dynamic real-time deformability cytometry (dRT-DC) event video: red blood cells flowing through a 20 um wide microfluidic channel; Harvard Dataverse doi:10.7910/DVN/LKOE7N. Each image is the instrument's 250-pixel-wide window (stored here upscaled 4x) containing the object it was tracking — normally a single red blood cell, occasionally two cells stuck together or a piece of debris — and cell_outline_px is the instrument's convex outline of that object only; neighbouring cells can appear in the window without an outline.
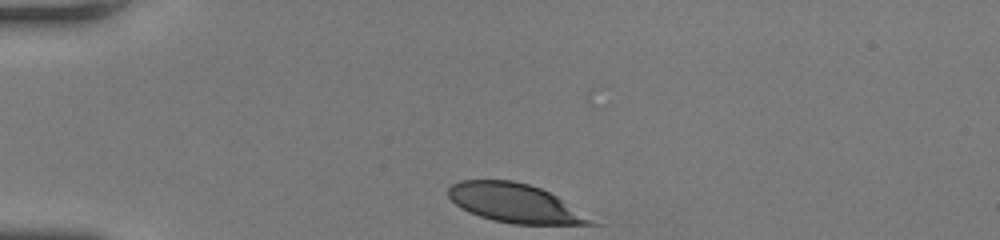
{"species": "human", "species_latin": "Homo sapiens", "temperature_condition": "room temperature", "stored_images_in_passage": 31, "camera_frame_rate_fps": 3000, "um_per_image_px": 0.085, "donor": {"sex": "female"}, "frame": {"image": 1, "passage_image": 1, "time_ms": 0.0, "image_size_px": [1000, 240], "cell_outline_px": [[600, 224], [512, 224], [492, 220], [468, 212], [460, 208], [448, 196], [448, 188], [452, 184], [460, 180], [512, 180], [528, 184], [540, 188], [556, 196]], "centroid_in_image_um": [43.71, 17.26], "position_along_channel_um": 41.3, "area_um2": 31.96}}
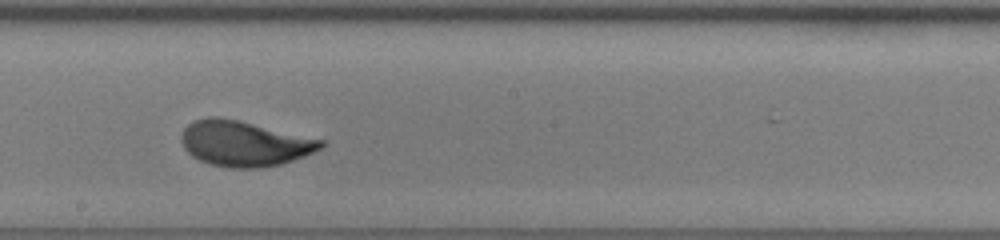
{"frame": {"image": 2, "passage_image": 18, "time_ms": 5.667, "image_size_px": [1000, 240], "cell_outline_px": [[324, 144], [320, 148], [304, 156], [280, 164], [260, 168], [232, 168], [212, 164], [200, 160], [192, 156], [184, 148], [180, 140], [180, 136], [184, 128], [192, 120], [208, 116], [216, 116], [240, 120], [324, 140]], "centroid_in_image_um": [20.72, 12.18], "position_along_channel_um": 227.5, "area_um2": 36.93}}
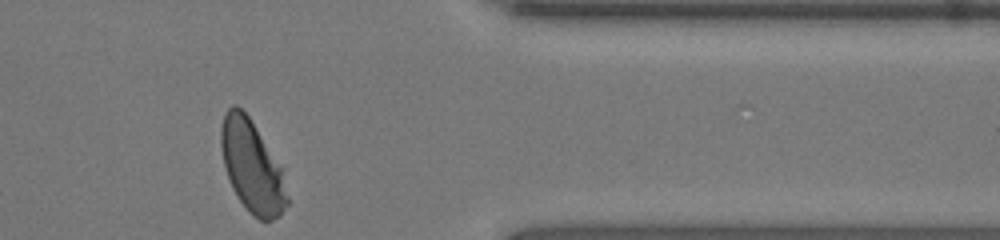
{"frame": {"image": 3, "passage_image": 31, "time_ms": 10.0, "image_size_px": [1000, 240], "cell_outline_px": [[288, 204], [280, 216], [272, 220], [260, 220], [252, 216], [248, 212], [232, 188], [224, 164], [220, 144], [220, 128], [224, 116], [228, 108], [232, 104], [236, 104], [248, 116], [284, 168], [288, 196]], "centroid_in_image_um": [21.45, 14.17], "position_along_channel_um": 389.9, "area_um2": 35.78}, "authors_computed_cell_mechanics": {"area_um2": 36.0094, "velocity_mm_per_s": 4.068, "shape_relaxation_time_tau1_ms": 2.8497, "shape_relaxation_time_tau2_ms": null, "deformation_change_tau1": 0.1788, "deformation_change_tau2": null}}